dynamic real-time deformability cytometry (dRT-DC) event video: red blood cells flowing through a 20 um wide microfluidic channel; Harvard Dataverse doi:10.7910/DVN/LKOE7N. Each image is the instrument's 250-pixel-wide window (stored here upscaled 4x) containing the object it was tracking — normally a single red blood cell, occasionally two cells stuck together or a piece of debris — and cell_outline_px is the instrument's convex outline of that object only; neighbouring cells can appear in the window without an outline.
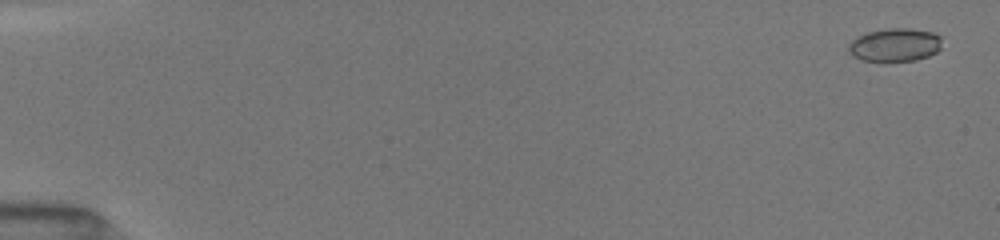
{"species": "common noctule bat (a hibernating species)", "species_latin": "Nyctalus noctula", "temperature_condition": "room temperature", "stored_images_in_passage": 58, "camera_frame_rate_fps": 3000, "um_per_image_px": 0.085, "animal": {"sex": "female", "body_mass_g": 19.5, "forearm_length_mm": 54.1}, "frame": {"image": 1, "passage_image": 1, "time_ms": 0.0, "image_size_px": [1000, 240], "cell_outline_px": [[940, 48], [936, 52], [928, 56], [916, 60], [860, 60], [852, 56], [848, 52], [848, 44], [856, 36], [868, 32], [888, 28], [908, 28], [932, 32], [940, 36]], "centroid_in_image_um": [76.03, 3.8], "position_along_channel_um": 9.0, "area_um2": 17.98}}
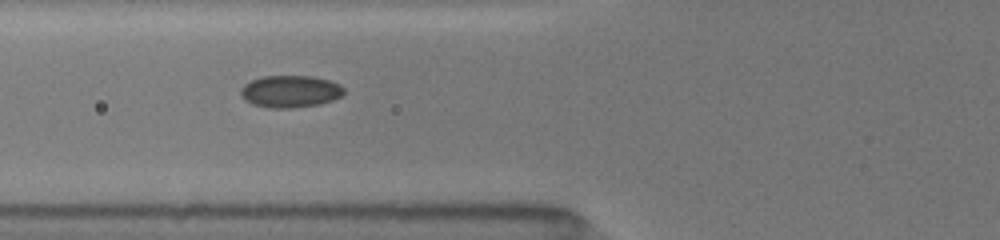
{"frame": {"image": 2, "passage_image": 18, "time_ms": 6.333, "image_size_px": [1000, 240], "cell_outline_px": [[344, 92], [340, 96], [332, 100], [320, 104], [292, 108], [272, 108], [252, 104], [244, 100], [240, 96], [240, 88], [244, 84], [252, 80], [264, 76], [312, 76], [328, 80], [340, 84], [344, 88]], "centroid_in_image_um": [24.65, 7.77], "position_along_channel_um": 101.2, "area_um2": 19.36}}
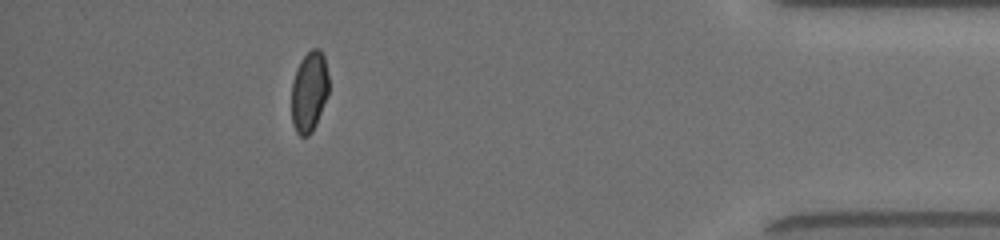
{"frame": {"image": 3, "passage_image": 51, "time_ms": 15.0, "image_size_px": [1000, 240], "cell_outline_px": [[328, 96], [316, 124], [312, 132], [308, 136], [300, 136], [296, 132], [292, 124], [292, 80], [300, 60], [312, 48], [320, 48], [324, 56], [328, 76]], "centroid_in_image_um": [26.28, 7.79], "position_along_channel_um": 408.9, "area_um2": 17.63}, "authors_computed_cell_mechanics": {"area_um2": 18.1781, "velocity_mm_per_s": 4.0524, "shape_relaxation_time_tau1_ms": 2.9293, "shape_relaxation_time_tau2_ms": 1.2334, "deformation_change_tau1": 0.0844, "deformation_change_tau2": 0.0428}}